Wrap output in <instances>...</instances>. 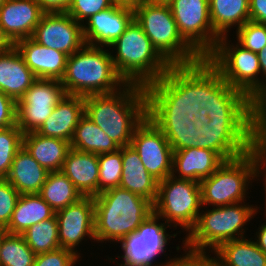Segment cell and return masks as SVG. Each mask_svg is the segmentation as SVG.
Segmentation results:
<instances>
[{"instance_id":"1","label":"cell","mask_w":266,"mask_h":266,"mask_svg":"<svg viewBox=\"0 0 266 266\" xmlns=\"http://www.w3.org/2000/svg\"><path fill=\"white\" fill-rule=\"evenodd\" d=\"M147 112H180L198 125L210 119H247V97L232 88L206 59L172 65L145 87Z\"/></svg>"},{"instance_id":"2","label":"cell","mask_w":266,"mask_h":266,"mask_svg":"<svg viewBox=\"0 0 266 266\" xmlns=\"http://www.w3.org/2000/svg\"><path fill=\"white\" fill-rule=\"evenodd\" d=\"M84 112L120 147L128 146L147 116L145 87L126 83L112 93L84 96Z\"/></svg>"},{"instance_id":"3","label":"cell","mask_w":266,"mask_h":266,"mask_svg":"<svg viewBox=\"0 0 266 266\" xmlns=\"http://www.w3.org/2000/svg\"><path fill=\"white\" fill-rule=\"evenodd\" d=\"M153 213V204L137 194L120 187L94 196L95 241H117L137 231Z\"/></svg>"},{"instance_id":"4","label":"cell","mask_w":266,"mask_h":266,"mask_svg":"<svg viewBox=\"0 0 266 266\" xmlns=\"http://www.w3.org/2000/svg\"><path fill=\"white\" fill-rule=\"evenodd\" d=\"M108 48L112 49L110 53L117 73L126 83L146 87L172 66L153 46L135 19Z\"/></svg>"},{"instance_id":"5","label":"cell","mask_w":266,"mask_h":266,"mask_svg":"<svg viewBox=\"0 0 266 266\" xmlns=\"http://www.w3.org/2000/svg\"><path fill=\"white\" fill-rule=\"evenodd\" d=\"M106 47L85 44L68 56L61 84L67 95L87 96L118 91L126 82L117 73Z\"/></svg>"},{"instance_id":"6","label":"cell","mask_w":266,"mask_h":266,"mask_svg":"<svg viewBox=\"0 0 266 266\" xmlns=\"http://www.w3.org/2000/svg\"><path fill=\"white\" fill-rule=\"evenodd\" d=\"M245 203L201 210L196 225L183 240V248L210 253L225 242L245 237L243 226L259 211L256 205Z\"/></svg>"},{"instance_id":"7","label":"cell","mask_w":266,"mask_h":266,"mask_svg":"<svg viewBox=\"0 0 266 266\" xmlns=\"http://www.w3.org/2000/svg\"><path fill=\"white\" fill-rule=\"evenodd\" d=\"M134 19L171 65H190L203 59L180 35L168 3L144 2L134 10Z\"/></svg>"},{"instance_id":"8","label":"cell","mask_w":266,"mask_h":266,"mask_svg":"<svg viewBox=\"0 0 266 266\" xmlns=\"http://www.w3.org/2000/svg\"><path fill=\"white\" fill-rule=\"evenodd\" d=\"M257 165L252 150L225 160L210 177L199 182L202 206L218 207L245 201L249 183L258 179Z\"/></svg>"},{"instance_id":"9","label":"cell","mask_w":266,"mask_h":266,"mask_svg":"<svg viewBox=\"0 0 266 266\" xmlns=\"http://www.w3.org/2000/svg\"><path fill=\"white\" fill-rule=\"evenodd\" d=\"M202 209L199 182L178 179L172 175L158 182L153 212L168 225L182 227L190 232L197 223ZM164 218V219H163Z\"/></svg>"},{"instance_id":"10","label":"cell","mask_w":266,"mask_h":266,"mask_svg":"<svg viewBox=\"0 0 266 266\" xmlns=\"http://www.w3.org/2000/svg\"><path fill=\"white\" fill-rule=\"evenodd\" d=\"M235 43L230 45L228 36L220 37L215 50L206 59L232 88L247 96L264 79H261L257 53Z\"/></svg>"},{"instance_id":"11","label":"cell","mask_w":266,"mask_h":266,"mask_svg":"<svg viewBox=\"0 0 266 266\" xmlns=\"http://www.w3.org/2000/svg\"><path fill=\"white\" fill-rule=\"evenodd\" d=\"M161 218L154 212L137 228V231L126 236L120 241L124 255L120 266H170L174 258L167 260V263L156 261L159 254L166 251V245L171 237L176 234H167L166 229L170 227L166 222H158ZM158 222V223H157ZM171 235V236H170ZM155 264V265H154Z\"/></svg>"},{"instance_id":"12","label":"cell","mask_w":266,"mask_h":266,"mask_svg":"<svg viewBox=\"0 0 266 266\" xmlns=\"http://www.w3.org/2000/svg\"><path fill=\"white\" fill-rule=\"evenodd\" d=\"M168 4L182 38L207 58L220 38L212 27L209 0H171Z\"/></svg>"},{"instance_id":"13","label":"cell","mask_w":266,"mask_h":266,"mask_svg":"<svg viewBox=\"0 0 266 266\" xmlns=\"http://www.w3.org/2000/svg\"><path fill=\"white\" fill-rule=\"evenodd\" d=\"M65 95L61 81L37 78L17 101L16 125L23 134L36 132Z\"/></svg>"},{"instance_id":"14","label":"cell","mask_w":266,"mask_h":266,"mask_svg":"<svg viewBox=\"0 0 266 266\" xmlns=\"http://www.w3.org/2000/svg\"><path fill=\"white\" fill-rule=\"evenodd\" d=\"M198 148L216 152L224 161L251 150L247 119H210L208 125H198Z\"/></svg>"},{"instance_id":"15","label":"cell","mask_w":266,"mask_h":266,"mask_svg":"<svg viewBox=\"0 0 266 266\" xmlns=\"http://www.w3.org/2000/svg\"><path fill=\"white\" fill-rule=\"evenodd\" d=\"M130 145L158 182L172 174L173 149L163 132L147 116L136 127Z\"/></svg>"},{"instance_id":"16","label":"cell","mask_w":266,"mask_h":266,"mask_svg":"<svg viewBox=\"0 0 266 266\" xmlns=\"http://www.w3.org/2000/svg\"><path fill=\"white\" fill-rule=\"evenodd\" d=\"M32 38L37 43L68 56L85 45L82 24L68 13H44Z\"/></svg>"},{"instance_id":"17","label":"cell","mask_w":266,"mask_h":266,"mask_svg":"<svg viewBox=\"0 0 266 266\" xmlns=\"http://www.w3.org/2000/svg\"><path fill=\"white\" fill-rule=\"evenodd\" d=\"M61 248L76 250L86 236L95 242L94 197L83 196L77 202L55 212ZM76 250V251H75Z\"/></svg>"},{"instance_id":"18","label":"cell","mask_w":266,"mask_h":266,"mask_svg":"<svg viewBox=\"0 0 266 266\" xmlns=\"http://www.w3.org/2000/svg\"><path fill=\"white\" fill-rule=\"evenodd\" d=\"M134 19V10L116 5L91 16L83 27L85 44L108 47Z\"/></svg>"},{"instance_id":"19","label":"cell","mask_w":266,"mask_h":266,"mask_svg":"<svg viewBox=\"0 0 266 266\" xmlns=\"http://www.w3.org/2000/svg\"><path fill=\"white\" fill-rule=\"evenodd\" d=\"M15 47L36 78L61 81L68 55L37 43L32 37L20 39Z\"/></svg>"},{"instance_id":"20","label":"cell","mask_w":266,"mask_h":266,"mask_svg":"<svg viewBox=\"0 0 266 266\" xmlns=\"http://www.w3.org/2000/svg\"><path fill=\"white\" fill-rule=\"evenodd\" d=\"M43 14L34 0H6L0 7V25L15 43L33 36Z\"/></svg>"},{"instance_id":"21","label":"cell","mask_w":266,"mask_h":266,"mask_svg":"<svg viewBox=\"0 0 266 266\" xmlns=\"http://www.w3.org/2000/svg\"><path fill=\"white\" fill-rule=\"evenodd\" d=\"M223 162L224 160L210 149L193 147L176 150L173 151L171 175L178 179L200 182L210 177Z\"/></svg>"},{"instance_id":"22","label":"cell","mask_w":266,"mask_h":266,"mask_svg":"<svg viewBox=\"0 0 266 266\" xmlns=\"http://www.w3.org/2000/svg\"><path fill=\"white\" fill-rule=\"evenodd\" d=\"M85 114L84 97L65 95L36 131L41 136L71 142L79 119Z\"/></svg>"},{"instance_id":"23","label":"cell","mask_w":266,"mask_h":266,"mask_svg":"<svg viewBox=\"0 0 266 266\" xmlns=\"http://www.w3.org/2000/svg\"><path fill=\"white\" fill-rule=\"evenodd\" d=\"M61 171L82 196L98 195V155L70 148Z\"/></svg>"},{"instance_id":"24","label":"cell","mask_w":266,"mask_h":266,"mask_svg":"<svg viewBox=\"0 0 266 266\" xmlns=\"http://www.w3.org/2000/svg\"><path fill=\"white\" fill-rule=\"evenodd\" d=\"M147 117L163 132L173 151L198 147V124L180 112H147Z\"/></svg>"},{"instance_id":"25","label":"cell","mask_w":266,"mask_h":266,"mask_svg":"<svg viewBox=\"0 0 266 266\" xmlns=\"http://www.w3.org/2000/svg\"><path fill=\"white\" fill-rule=\"evenodd\" d=\"M37 78L14 46L0 53V91L16 102Z\"/></svg>"},{"instance_id":"26","label":"cell","mask_w":266,"mask_h":266,"mask_svg":"<svg viewBox=\"0 0 266 266\" xmlns=\"http://www.w3.org/2000/svg\"><path fill=\"white\" fill-rule=\"evenodd\" d=\"M122 165L119 187L146 198L154 204L157 198L158 181L149 174L131 145L122 147Z\"/></svg>"},{"instance_id":"27","label":"cell","mask_w":266,"mask_h":266,"mask_svg":"<svg viewBox=\"0 0 266 266\" xmlns=\"http://www.w3.org/2000/svg\"><path fill=\"white\" fill-rule=\"evenodd\" d=\"M48 171L22 146L15 155L5 178L20 194L39 193Z\"/></svg>"},{"instance_id":"28","label":"cell","mask_w":266,"mask_h":266,"mask_svg":"<svg viewBox=\"0 0 266 266\" xmlns=\"http://www.w3.org/2000/svg\"><path fill=\"white\" fill-rule=\"evenodd\" d=\"M23 146L48 172L61 171L70 149L68 141L41 136L37 132L24 134Z\"/></svg>"},{"instance_id":"29","label":"cell","mask_w":266,"mask_h":266,"mask_svg":"<svg viewBox=\"0 0 266 266\" xmlns=\"http://www.w3.org/2000/svg\"><path fill=\"white\" fill-rule=\"evenodd\" d=\"M55 211L38 193L20 194L9 224L8 233L22 234L26 229L41 221L52 218Z\"/></svg>"},{"instance_id":"30","label":"cell","mask_w":266,"mask_h":266,"mask_svg":"<svg viewBox=\"0 0 266 266\" xmlns=\"http://www.w3.org/2000/svg\"><path fill=\"white\" fill-rule=\"evenodd\" d=\"M250 0H209V13L213 30L219 37L228 36L234 26L237 30L250 21Z\"/></svg>"},{"instance_id":"31","label":"cell","mask_w":266,"mask_h":266,"mask_svg":"<svg viewBox=\"0 0 266 266\" xmlns=\"http://www.w3.org/2000/svg\"><path fill=\"white\" fill-rule=\"evenodd\" d=\"M250 239L243 237L221 244L213 252L220 266H266V253Z\"/></svg>"},{"instance_id":"32","label":"cell","mask_w":266,"mask_h":266,"mask_svg":"<svg viewBox=\"0 0 266 266\" xmlns=\"http://www.w3.org/2000/svg\"><path fill=\"white\" fill-rule=\"evenodd\" d=\"M70 148L98 155L117 151L120 146L84 114L75 128Z\"/></svg>"},{"instance_id":"33","label":"cell","mask_w":266,"mask_h":266,"mask_svg":"<svg viewBox=\"0 0 266 266\" xmlns=\"http://www.w3.org/2000/svg\"><path fill=\"white\" fill-rule=\"evenodd\" d=\"M38 194L55 212L83 197L62 171L49 172Z\"/></svg>"},{"instance_id":"34","label":"cell","mask_w":266,"mask_h":266,"mask_svg":"<svg viewBox=\"0 0 266 266\" xmlns=\"http://www.w3.org/2000/svg\"><path fill=\"white\" fill-rule=\"evenodd\" d=\"M247 125L251 142L266 137V80L247 96Z\"/></svg>"},{"instance_id":"35","label":"cell","mask_w":266,"mask_h":266,"mask_svg":"<svg viewBox=\"0 0 266 266\" xmlns=\"http://www.w3.org/2000/svg\"><path fill=\"white\" fill-rule=\"evenodd\" d=\"M26 243L35 254L50 252L61 248L58 238L56 215L36 223L22 233Z\"/></svg>"},{"instance_id":"36","label":"cell","mask_w":266,"mask_h":266,"mask_svg":"<svg viewBox=\"0 0 266 266\" xmlns=\"http://www.w3.org/2000/svg\"><path fill=\"white\" fill-rule=\"evenodd\" d=\"M35 257L22 234L5 235L0 247V266H34Z\"/></svg>"},{"instance_id":"37","label":"cell","mask_w":266,"mask_h":266,"mask_svg":"<svg viewBox=\"0 0 266 266\" xmlns=\"http://www.w3.org/2000/svg\"><path fill=\"white\" fill-rule=\"evenodd\" d=\"M98 164V194L119 187L123 171L122 147L114 152L98 154Z\"/></svg>"},{"instance_id":"38","label":"cell","mask_w":266,"mask_h":266,"mask_svg":"<svg viewBox=\"0 0 266 266\" xmlns=\"http://www.w3.org/2000/svg\"><path fill=\"white\" fill-rule=\"evenodd\" d=\"M23 135L17 125L0 128V179L7 177L15 155L23 146Z\"/></svg>"},{"instance_id":"39","label":"cell","mask_w":266,"mask_h":266,"mask_svg":"<svg viewBox=\"0 0 266 266\" xmlns=\"http://www.w3.org/2000/svg\"><path fill=\"white\" fill-rule=\"evenodd\" d=\"M237 42L244 48L259 53L266 46V24L247 21L236 30Z\"/></svg>"},{"instance_id":"40","label":"cell","mask_w":266,"mask_h":266,"mask_svg":"<svg viewBox=\"0 0 266 266\" xmlns=\"http://www.w3.org/2000/svg\"><path fill=\"white\" fill-rule=\"evenodd\" d=\"M112 0H72L67 13L78 23L84 24L94 14L113 6Z\"/></svg>"},{"instance_id":"41","label":"cell","mask_w":266,"mask_h":266,"mask_svg":"<svg viewBox=\"0 0 266 266\" xmlns=\"http://www.w3.org/2000/svg\"><path fill=\"white\" fill-rule=\"evenodd\" d=\"M20 193L6 180L0 179V225L6 227L11 219Z\"/></svg>"},{"instance_id":"42","label":"cell","mask_w":266,"mask_h":266,"mask_svg":"<svg viewBox=\"0 0 266 266\" xmlns=\"http://www.w3.org/2000/svg\"><path fill=\"white\" fill-rule=\"evenodd\" d=\"M80 257L72 250L59 248L36 254L34 266H74Z\"/></svg>"},{"instance_id":"43","label":"cell","mask_w":266,"mask_h":266,"mask_svg":"<svg viewBox=\"0 0 266 266\" xmlns=\"http://www.w3.org/2000/svg\"><path fill=\"white\" fill-rule=\"evenodd\" d=\"M185 255L174 258L170 266H219L217 257H210L208 252L184 249Z\"/></svg>"},{"instance_id":"44","label":"cell","mask_w":266,"mask_h":266,"mask_svg":"<svg viewBox=\"0 0 266 266\" xmlns=\"http://www.w3.org/2000/svg\"><path fill=\"white\" fill-rule=\"evenodd\" d=\"M17 102L0 91V128L16 125Z\"/></svg>"},{"instance_id":"45","label":"cell","mask_w":266,"mask_h":266,"mask_svg":"<svg viewBox=\"0 0 266 266\" xmlns=\"http://www.w3.org/2000/svg\"><path fill=\"white\" fill-rule=\"evenodd\" d=\"M251 150L257 158V177H266V137L259 138L252 142ZM263 166L265 168H263ZM263 171H262V170ZM261 174V175H260Z\"/></svg>"},{"instance_id":"46","label":"cell","mask_w":266,"mask_h":266,"mask_svg":"<svg viewBox=\"0 0 266 266\" xmlns=\"http://www.w3.org/2000/svg\"><path fill=\"white\" fill-rule=\"evenodd\" d=\"M43 13H67L72 0H34Z\"/></svg>"},{"instance_id":"47","label":"cell","mask_w":266,"mask_h":266,"mask_svg":"<svg viewBox=\"0 0 266 266\" xmlns=\"http://www.w3.org/2000/svg\"><path fill=\"white\" fill-rule=\"evenodd\" d=\"M250 21L266 24V0H250Z\"/></svg>"},{"instance_id":"48","label":"cell","mask_w":266,"mask_h":266,"mask_svg":"<svg viewBox=\"0 0 266 266\" xmlns=\"http://www.w3.org/2000/svg\"><path fill=\"white\" fill-rule=\"evenodd\" d=\"M255 235L257 238L256 240H254L255 243L264 253H266V222L259 226L258 231Z\"/></svg>"},{"instance_id":"49","label":"cell","mask_w":266,"mask_h":266,"mask_svg":"<svg viewBox=\"0 0 266 266\" xmlns=\"http://www.w3.org/2000/svg\"><path fill=\"white\" fill-rule=\"evenodd\" d=\"M15 46V43L9 38L0 25V53L9 51Z\"/></svg>"},{"instance_id":"50","label":"cell","mask_w":266,"mask_h":266,"mask_svg":"<svg viewBox=\"0 0 266 266\" xmlns=\"http://www.w3.org/2000/svg\"><path fill=\"white\" fill-rule=\"evenodd\" d=\"M114 5L119 7H126L135 10L147 0H112Z\"/></svg>"},{"instance_id":"51","label":"cell","mask_w":266,"mask_h":266,"mask_svg":"<svg viewBox=\"0 0 266 266\" xmlns=\"http://www.w3.org/2000/svg\"><path fill=\"white\" fill-rule=\"evenodd\" d=\"M257 55L259 58V65H260L262 77L264 78V80H266V46L262 49V51L257 53Z\"/></svg>"},{"instance_id":"52","label":"cell","mask_w":266,"mask_h":266,"mask_svg":"<svg viewBox=\"0 0 266 266\" xmlns=\"http://www.w3.org/2000/svg\"><path fill=\"white\" fill-rule=\"evenodd\" d=\"M7 233H8V232H7L6 228L0 225V247H1V243H2V241H3L4 237H5V235H6Z\"/></svg>"},{"instance_id":"53","label":"cell","mask_w":266,"mask_h":266,"mask_svg":"<svg viewBox=\"0 0 266 266\" xmlns=\"http://www.w3.org/2000/svg\"><path fill=\"white\" fill-rule=\"evenodd\" d=\"M171 0H147V2L152 3H169Z\"/></svg>"},{"instance_id":"54","label":"cell","mask_w":266,"mask_h":266,"mask_svg":"<svg viewBox=\"0 0 266 266\" xmlns=\"http://www.w3.org/2000/svg\"><path fill=\"white\" fill-rule=\"evenodd\" d=\"M264 190H265V197H266V177H264ZM265 200H266V198H265ZM265 206H266V201H265ZM265 208V214H266V207H264Z\"/></svg>"},{"instance_id":"55","label":"cell","mask_w":266,"mask_h":266,"mask_svg":"<svg viewBox=\"0 0 266 266\" xmlns=\"http://www.w3.org/2000/svg\"><path fill=\"white\" fill-rule=\"evenodd\" d=\"M6 0H0V7L4 4Z\"/></svg>"}]
</instances>
